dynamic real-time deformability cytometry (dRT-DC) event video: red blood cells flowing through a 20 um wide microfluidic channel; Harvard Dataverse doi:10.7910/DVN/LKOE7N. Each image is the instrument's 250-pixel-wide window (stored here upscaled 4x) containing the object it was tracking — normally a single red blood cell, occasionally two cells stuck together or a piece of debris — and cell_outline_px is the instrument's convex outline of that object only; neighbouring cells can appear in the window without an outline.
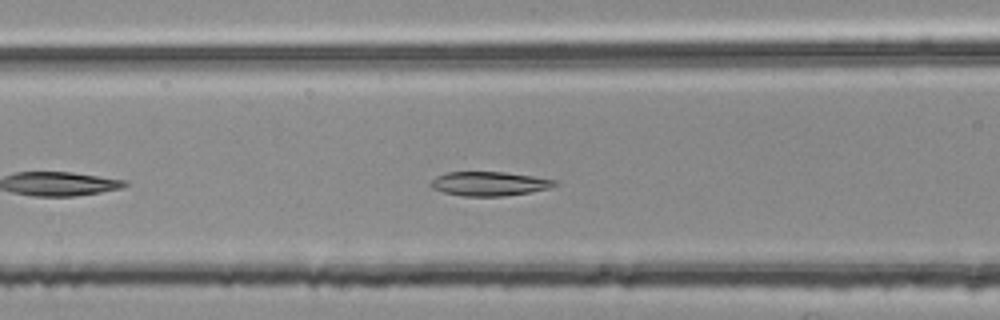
{"species": "common noctule bat (a hibernating species)", "species_latin": "Nyctalus noctula", "temperature_condition": "room temperature", "stored_images_in_passage": 26, "camera_frame_rate_fps": 3000, "um_per_image_px": 0.085, "animal": {"sex": "female", "body_mass_g": 25.1}, "frame": {"image": 1, "passage_image": 9, "time_ms": 2.667, "image_size_px": [1000, 320], "cell_outline_px": [[560, 184], [548, 188], [528, 192], [500, 196], [464, 196], [444, 192], [432, 188], [428, 184], [436, 176], [448, 172], [504, 172], [532, 176], [556, 180]], "centroid_in_image_um": [41.57, 15.61], "position_along_channel_um": 125.0, "area_um2": 17.28}}
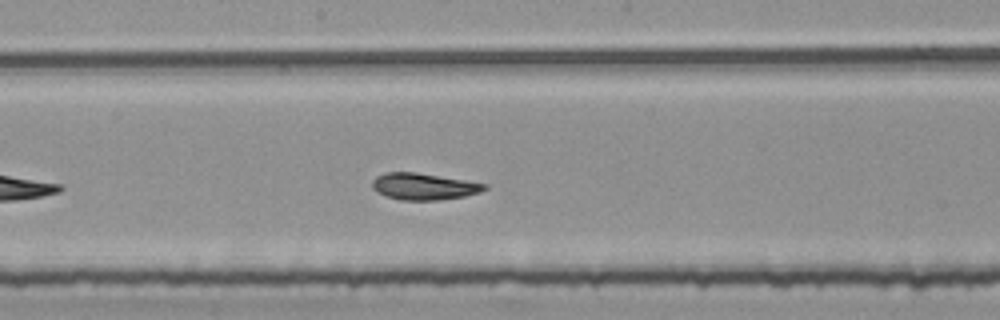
{"frame": {"image": 2, "passage_image": 16, "time_ms": 5.0, "image_size_px": [1000, 320], "cell_outline_px": [[488, 188], [480, 192], [464, 196], [440, 200], [400, 200], [376, 192], [372, 188], [372, 180], [376, 176], [384, 172], [416, 172], [488, 184]], "centroid_in_image_um": [36.0, 15.84], "position_along_channel_um": 212.2, "area_um2": 17.46}}
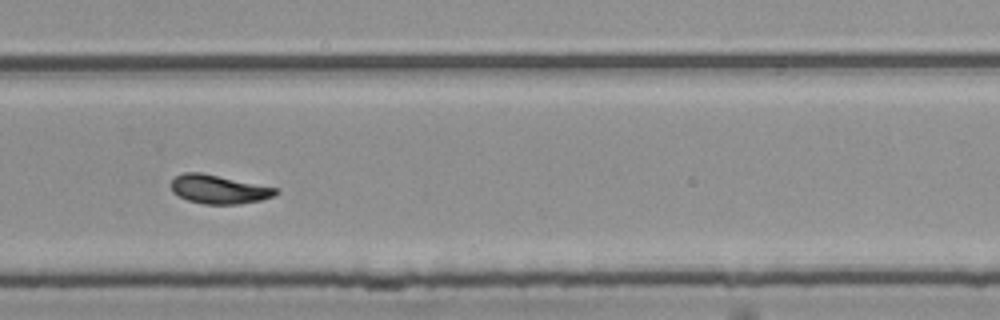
{"frame": {"image": 3, "passage_image": 24, "time_ms": 7.667, "image_size_px": [1000, 320], "cell_outline_px": [[280, 192], [276, 196], [260, 200], [240, 204], [204, 204], [188, 200], [172, 192], [172, 180], [176, 176], [184, 172], [200, 172], [280, 188]], "centroid_in_image_um": [18.66, 16.09], "position_along_channel_um": 311.1, "area_um2": 17.63}}